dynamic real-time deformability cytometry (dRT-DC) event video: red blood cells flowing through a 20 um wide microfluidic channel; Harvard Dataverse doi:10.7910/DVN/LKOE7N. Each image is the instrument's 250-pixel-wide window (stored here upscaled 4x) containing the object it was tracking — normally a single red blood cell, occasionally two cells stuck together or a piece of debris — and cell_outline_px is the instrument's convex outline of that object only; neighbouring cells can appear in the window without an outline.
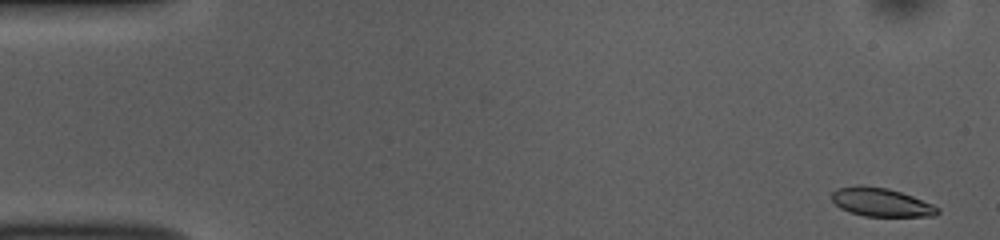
{"species": "common noctule bat (a hibernating species)", "species_latin": "Nyctalus noctula", "temperature_condition": "room temperature", "stored_images_in_passage": 52, "camera_frame_rate_fps": 3000, "um_per_image_px": 0.085, "animal": {"sex": "female", "body_mass_g": 10.0, "forearm_length_mm": 53.1}, "frame": {"image": 1, "passage_image": 1, "time_ms": 0.0, "image_size_px": [1000, 240], "cell_outline_px": [[940, 212], [936, 216], [864, 216], [848, 212], [840, 208], [832, 200], [832, 192], [836, 188], [888, 188], [912, 196], [932, 204], [940, 208]], "centroid_in_image_um": [74.95, 17.24], "position_along_channel_um": 10.0, "area_um2": 16.99}}
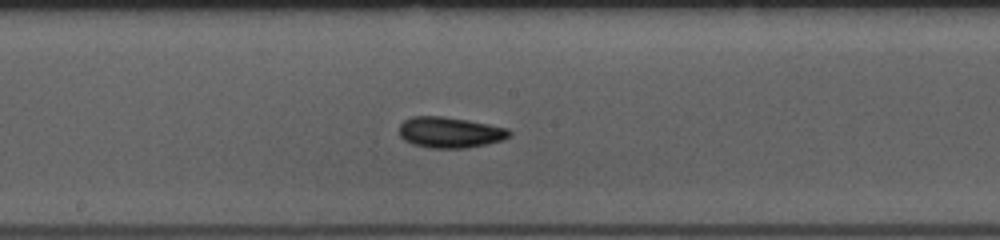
{"frame": {"image": 2, "passage_image": 27, "time_ms": 8.667, "image_size_px": [1000, 240], "cell_outline_px": [[512, 132], [504, 140], [468, 148], [428, 148], [412, 144], [404, 140], [400, 136], [400, 124], [404, 120], [412, 116], [440, 116], [468, 120], [508, 128]], "centroid_in_image_um": [38.24, 11.26], "position_along_channel_um": 210.0, "area_um2": 19.88}}
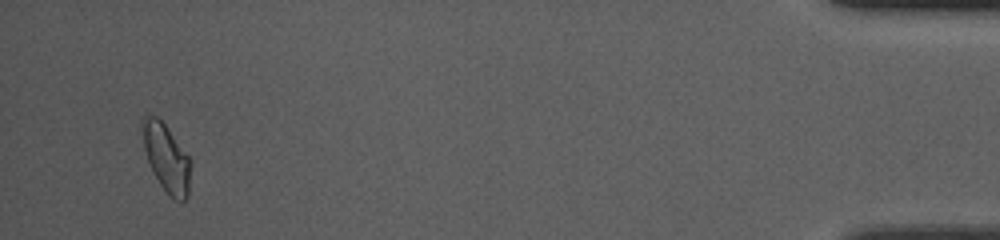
{"frame": {"image": 3, "passage_image": 50, "time_ms": 16.333, "image_size_px": [1000, 240], "cell_outline_px": [[188, 196], [184, 200], [176, 200], [168, 196], [152, 172], [144, 148], [140, 128], [140, 116], [156, 116], [164, 124], [188, 156]], "centroid_in_image_um": [14.06, 13.39], "position_along_channel_um": 421.1, "area_um2": 18.61}, "authors_computed_cell_mechanics": {"area_um2": 18.6405, "velocity_mm_per_s": 3.7617, "shape_relaxation_time_tau1_ms": 3.4195, "shape_relaxation_time_tau2_ms": 3.2921, "deformation_change_tau1": 0.0949, "deformation_change_tau2": 0.0875}}